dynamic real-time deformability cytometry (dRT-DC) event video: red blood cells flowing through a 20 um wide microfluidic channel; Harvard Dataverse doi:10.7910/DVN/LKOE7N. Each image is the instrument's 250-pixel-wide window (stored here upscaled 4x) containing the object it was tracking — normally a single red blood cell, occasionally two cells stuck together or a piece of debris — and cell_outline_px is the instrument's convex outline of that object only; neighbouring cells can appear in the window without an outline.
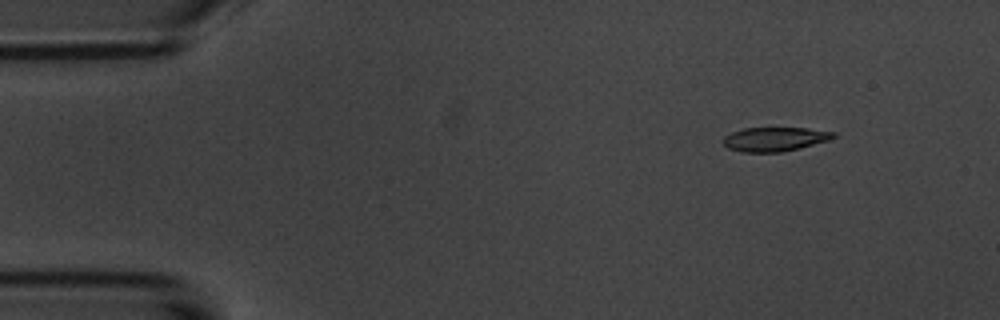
{"species": "common noctule bat (a hibernating species)", "species_latin": "Nyctalus noctula", "temperature_condition": "room temperature", "stored_images_in_passage": 3, "camera_frame_rate_fps": 3000, "um_per_image_px": 0.085, "animal": {"sex": "male", "body_mass_g": 20.1, "forearm_length_mm": 53.5}, "frame": {"image": 1, "passage_image": 1, "time_ms": 0.0, "image_size_px": [1000, 320], "cell_outline_px": [[836, 136], [828, 140], [800, 148], [780, 152], [744, 152], [728, 148], [720, 140], [724, 136], [732, 132], [744, 128], [808, 128], [836, 132]], "centroid_in_image_um": [65.84, 11.82], "position_along_channel_um": 19.2, "area_um2": 15.49}}
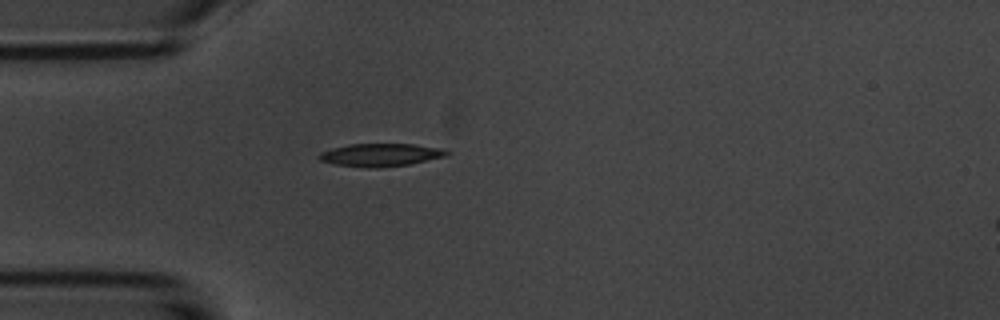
{"frame": {"image": 2, "passage_image": 3, "time_ms": 3.0, "image_size_px": [1000, 320], "cell_outline_px": [[448, 152], [444, 156], [408, 164], [376, 168], [368, 168], [336, 164], [320, 160], [320, 152], [332, 148], [348, 144], [412, 144], [444, 148]], "centroid_in_image_um": [32.33, 13.16], "position_along_channel_um": 52.7, "area_um2": 16.7}}